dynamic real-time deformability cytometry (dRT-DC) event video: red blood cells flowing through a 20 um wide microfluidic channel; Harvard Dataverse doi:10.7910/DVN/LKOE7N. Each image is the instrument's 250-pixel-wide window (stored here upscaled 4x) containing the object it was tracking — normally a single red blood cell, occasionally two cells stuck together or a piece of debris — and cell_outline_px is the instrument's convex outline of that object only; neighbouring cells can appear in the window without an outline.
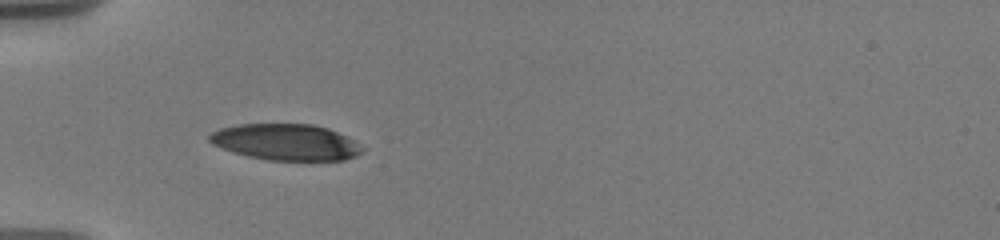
{"species": "human", "species_latin": "Homo sapiens", "temperature_condition": "warm", "stored_images_in_passage": 80, "camera_frame_rate_fps": 3000, "um_per_image_px": 0.085, "donor": {"sex": "male"}, "frame": {"image": 1, "passage_image": 1, "time_ms": 0.0, "image_size_px": [1000, 240], "cell_outline_px": [[364, 152], [356, 156], [344, 160], [268, 160], [248, 156], [232, 152], [212, 144], [208, 140], [208, 136], [212, 132], [220, 128], [240, 124], [312, 124], [328, 128], [352, 140], [364, 148]], "centroid_in_image_um": [24.28, 12.08], "position_along_channel_um": 60.7, "area_um2": 32.19}}
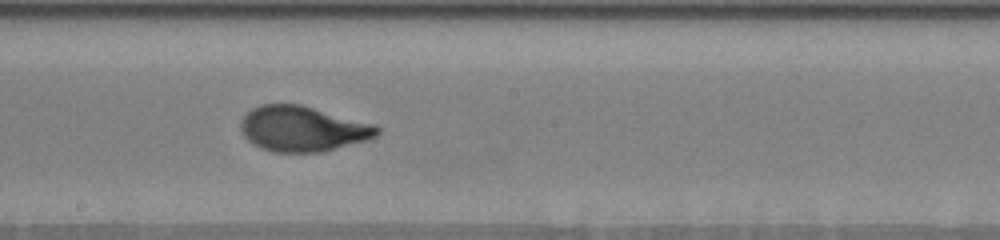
{"frame": {"image": 2, "passage_image": 32, "time_ms": 4.667, "image_size_px": [1000, 240], "cell_outline_px": [[380, 132], [376, 136], [368, 140], [324, 152], [272, 152], [260, 148], [252, 144], [244, 136], [240, 128], [240, 124], [244, 116], [252, 108], [260, 104], [300, 104], [376, 124], [380, 128]], "centroid_in_image_um": [25.75, 10.95], "position_along_channel_um": 222.5, "area_um2": 36.36}}
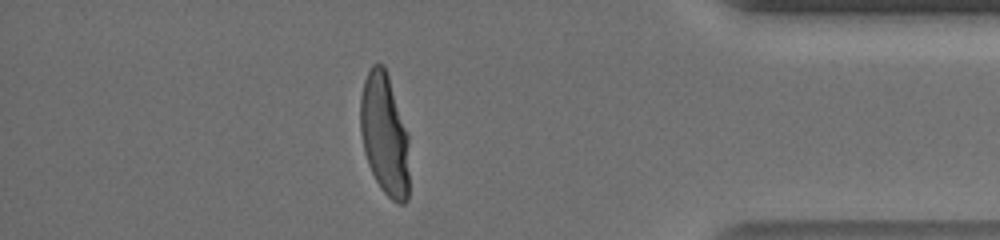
{"frame": {"image": 3, "passage_image": 62, "time_ms": 10.333, "image_size_px": [1000, 240], "cell_outline_px": [[408, 200], [404, 204], [396, 204], [380, 188], [368, 164], [364, 152], [360, 132], [360, 100], [364, 80], [372, 64], [384, 64], [408, 136]], "centroid_in_image_um": [32.67, 11.46], "position_along_channel_um": 402.5, "area_um2": 34.56}, "authors_computed_cell_mechanics": {"area_um2": 35.4892, "velocity_mm_per_s": 3.6362, "shape_relaxation_time_tau1_ms": 4.3184, "shape_relaxation_time_tau2_ms": null, "deformation_change_tau1": 0.2164, "deformation_change_tau2": null}}